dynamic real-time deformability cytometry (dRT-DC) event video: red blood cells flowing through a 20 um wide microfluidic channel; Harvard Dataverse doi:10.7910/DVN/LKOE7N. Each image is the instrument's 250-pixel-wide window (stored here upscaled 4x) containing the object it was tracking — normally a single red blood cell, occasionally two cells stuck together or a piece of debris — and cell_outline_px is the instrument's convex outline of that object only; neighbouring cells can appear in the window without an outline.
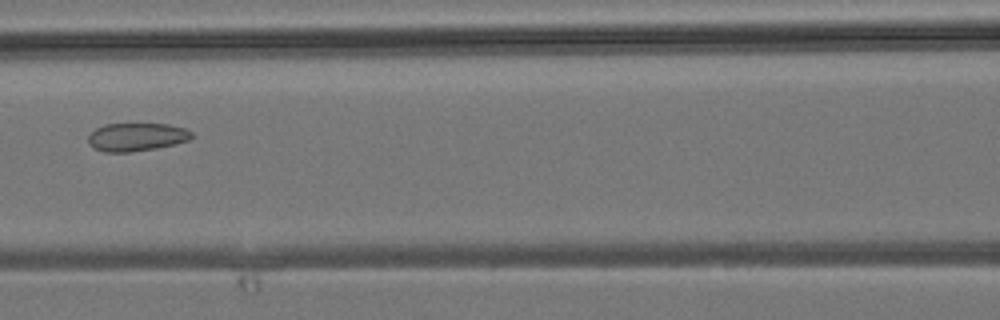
{"species": "common noctule bat (a hibernating species)", "species_latin": "Nyctalus noctula", "temperature_condition": "room temperature", "stored_images_in_passage": 7, "camera_frame_rate_fps": 3000, "um_per_image_px": 0.085, "animal": {"sex": "male", "body_mass_g": 19.2, "forearm_length_mm": 51.8}, "frame": {"image": 1, "passage_image": 6, "time_ms": 6.667, "image_size_px": [1000, 320], "cell_outline_px": [[192, 136], [188, 140], [156, 148], [128, 152], [104, 152], [88, 144], [88, 136], [96, 128], [104, 124], [168, 124], [184, 128], [192, 132]], "centroid_in_image_um": [11.58, 11.64], "position_along_channel_um": 155.0, "area_um2": 16.76}}
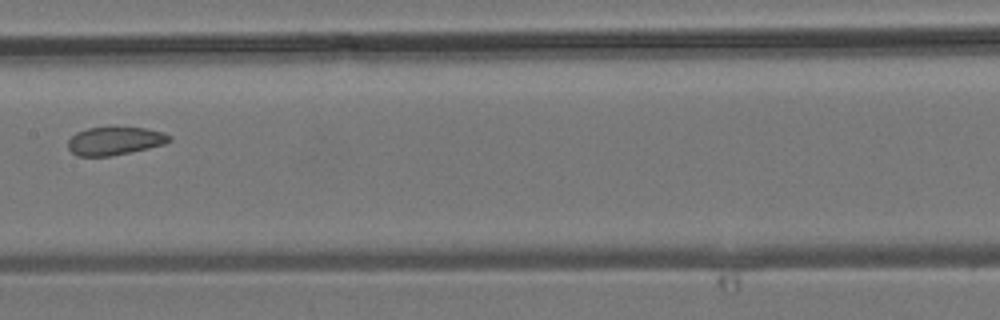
{"frame": {"image": 2, "passage_image": 7, "time_ms": 7.667, "image_size_px": [1000, 320], "cell_outline_px": [[172, 140], [164, 144], [148, 148], [108, 156], [76, 156], [68, 148], [68, 140], [76, 132], [88, 128], [144, 128], [164, 132], [172, 136]], "centroid_in_image_um": [9.76, 11.98], "position_along_channel_um": 197.6, "area_um2": 16.42}}